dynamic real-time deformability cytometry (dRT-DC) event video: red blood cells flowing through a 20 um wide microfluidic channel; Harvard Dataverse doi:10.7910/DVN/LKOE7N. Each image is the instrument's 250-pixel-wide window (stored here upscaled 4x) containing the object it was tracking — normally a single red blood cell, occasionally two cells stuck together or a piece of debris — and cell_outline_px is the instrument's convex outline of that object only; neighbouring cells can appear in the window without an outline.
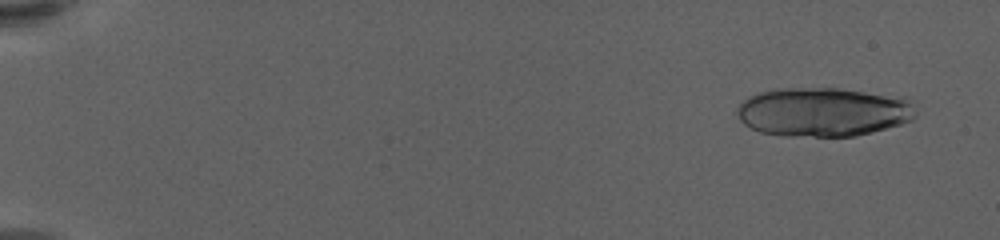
{"species": "human", "species_latin": "Homo sapiens", "temperature_condition": "warm", "stored_images_in_passage": 24, "camera_frame_rate_fps": 3000, "um_per_image_px": 0.085, "donor": {"sex": "female"}, "frame": {"image": 1, "passage_image": 4, "time_ms": 1.0, "image_size_px": [1000, 240], "cell_outline_px": [[916, 116], [912, 120], [900, 124], [872, 132], [856, 136], [784, 136], [760, 132], [744, 124], [740, 120], [736, 112], [736, 108], [748, 96], [760, 92], [776, 88], [836, 88], [904, 96], [916, 112]], "centroid_in_image_um": [69.96, 9.51], "position_along_channel_um": 15.0, "area_um2": 51.27}}
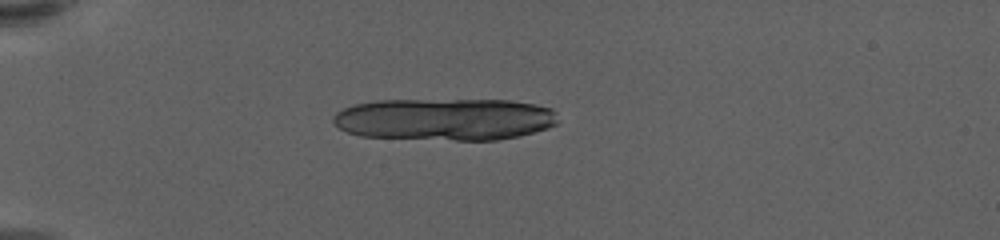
{"frame": {"image": 2, "passage_image": 17, "time_ms": 5.333, "image_size_px": [1000, 240], "cell_outline_px": [[556, 124], [548, 128], [520, 136], [496, 140], [456, 140], [360, 136], [348, 132], [340, 128], [332, 120], [332, 116], [336, 112], [344, 108], [356, 104], [376, 100], [508, 100], [536, 104], [552, 108], [556, 112]], "centroid_in_image_um": [37.83, 10.13], "position_along_channel_um": 47.2, "area_um2": 55.37}}